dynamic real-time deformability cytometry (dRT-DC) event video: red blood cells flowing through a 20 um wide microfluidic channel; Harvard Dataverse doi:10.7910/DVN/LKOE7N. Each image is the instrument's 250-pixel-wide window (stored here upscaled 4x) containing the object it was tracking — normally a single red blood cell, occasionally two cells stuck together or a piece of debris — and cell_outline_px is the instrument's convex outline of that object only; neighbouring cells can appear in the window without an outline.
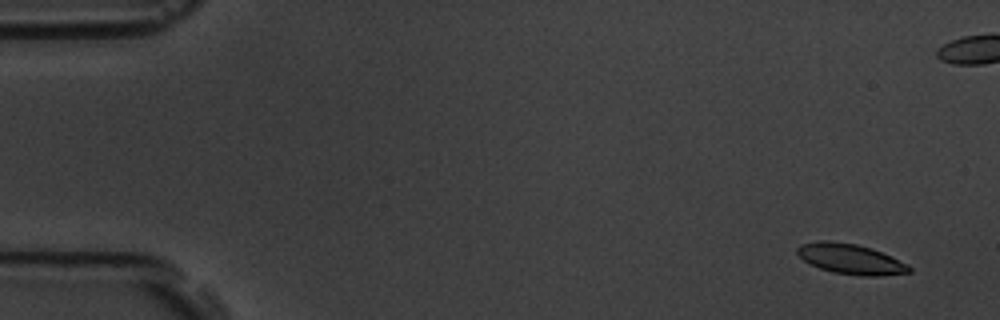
{"species": "common noctule bat (a hibernating species)", "species_latin": "Nyctalus noctula", "temperature_condition": "room temperature", "stored_images_in_passage": 6, "camera_frame_rate_fps": 3000, "um_per_image_px": 0.085, "animal": {"sex": "male", "body_mass_g": 19.5, "forearm_length_mm": 54.6}, "frame": {"image": 1, "passage_image": 1, "time_ms": 0.0, "image_size_px": [1000, 320], "cell_outline_px": [[912, 272], [880, 276], [860, 276], [832, 272], [808, 264], [796, 252], [796, 248], [800, 244], [820, 240], [828, 240], [856, 244], [872, 248], [892, 256], [908, 264], [912, 268]], "centroid_in_image_um": [72.31, 22.01], "position_along_channel_um": 12.7, "area_um2": 20.0}}